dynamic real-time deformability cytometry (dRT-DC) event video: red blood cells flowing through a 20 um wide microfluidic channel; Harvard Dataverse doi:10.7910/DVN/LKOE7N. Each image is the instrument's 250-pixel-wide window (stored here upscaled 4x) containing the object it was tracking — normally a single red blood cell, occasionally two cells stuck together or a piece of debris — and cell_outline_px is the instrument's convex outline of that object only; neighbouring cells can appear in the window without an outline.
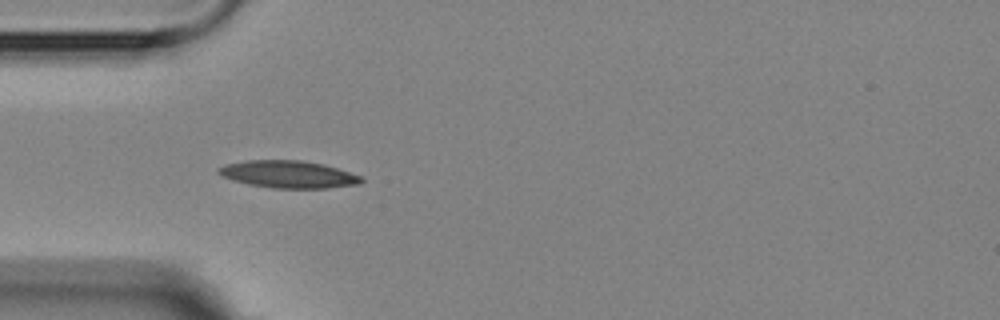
{"species": "Egyptian fruit bat (a non-hibernating species)", "species_latin": "Rousettus aegyptiacus", "temperature_condition": "room temperature", "stored_images_in_passage": 6, "camera_frame_rate_fps": 3000, "um_per_image_px": 0.085, "animal": {"sex": "female"}, "frame": {"image": 1, "passage_image": 5, "time_ms": 5.0, "image_size_px": [1000, 320], "cell_outline_px": [[364, 180], [360, 184], [328, 188], [272, 188], [248, 184], [232, 180], [220, 176], [216, 172], [216, 168], [224, 164], [248, 160], [304, 160], [324, 164], [364, 176]], "centroid_in_image_um": [24.51, 14.81], "position_along_channel_um": 60.5, "area_um2": 23.12}}
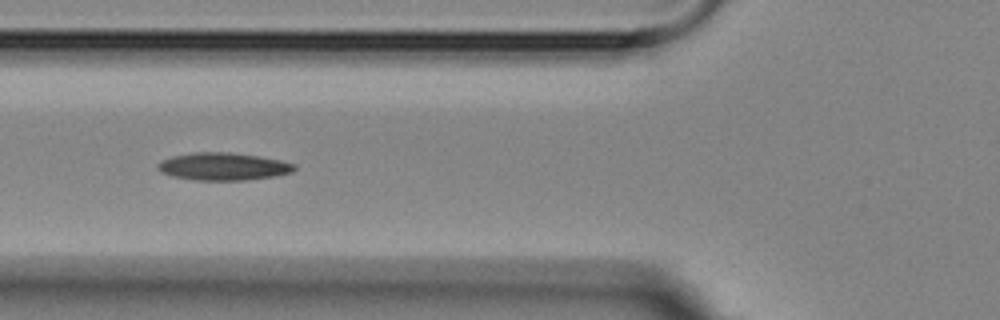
{"frame": {"image": 2, "passage_image": 6, "time_ms": 6.333, "image_size_px": [1000, 320], "cell_outline_px": [[296, 168], [292, 172], [276, 176], [244, 180], [196, 180], [172, 176], [160, 172], [156, 168], [156, 164], [160, 160], [172, 156], [192, 152], [228, 152], [260, 156], [280, 160], [296, 164]], "centroid_in_image_um": [18.95, 14.14], "position_along_channel_um": 106.9, "area_um2": 22.14}}